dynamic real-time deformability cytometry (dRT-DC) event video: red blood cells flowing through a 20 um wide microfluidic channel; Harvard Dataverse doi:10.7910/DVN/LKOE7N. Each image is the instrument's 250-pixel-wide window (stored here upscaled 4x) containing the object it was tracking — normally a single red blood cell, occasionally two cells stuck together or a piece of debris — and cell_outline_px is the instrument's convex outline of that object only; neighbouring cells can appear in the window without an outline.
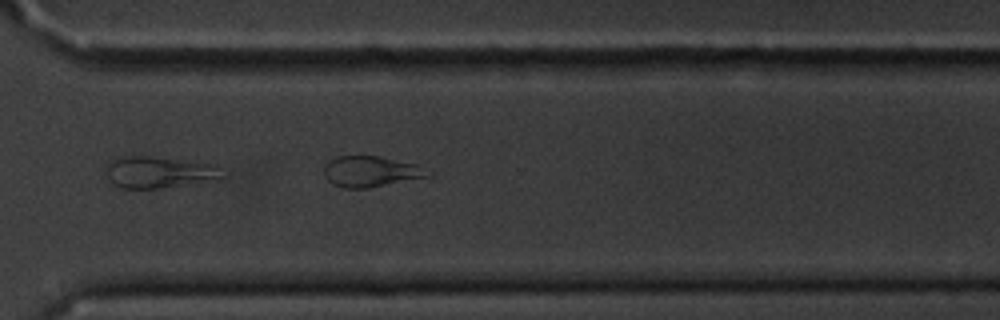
{"species": "common noctule bat (a hibernating species)", "species_latin": "Nyctalus noctula", "temperature_condition": "cold", "stored_images_in_passage": 8, "camera_frame_rate_fps": 3000, "um_per_image_px": 0.085, "animal": {"sex": "male", "body_mass_g": 20.1, "forearm_length_mm": 53.5}, "frame": {"image": 1, "passage_image": 8, "time_ms": 8.333, "image_size_px": [1000, 320], "cell_outline_px": [[432, 176], [368, 188], [344, 188], [332, 184], [324, 176], [324, 164], [328, 160], [336, 156], [380, 156], [420, 164], [432, 172]], "centroid_in_image_um": [31.55, 14.57], "position_along_channel_um": 339.0, "area_um2": 19.07}}